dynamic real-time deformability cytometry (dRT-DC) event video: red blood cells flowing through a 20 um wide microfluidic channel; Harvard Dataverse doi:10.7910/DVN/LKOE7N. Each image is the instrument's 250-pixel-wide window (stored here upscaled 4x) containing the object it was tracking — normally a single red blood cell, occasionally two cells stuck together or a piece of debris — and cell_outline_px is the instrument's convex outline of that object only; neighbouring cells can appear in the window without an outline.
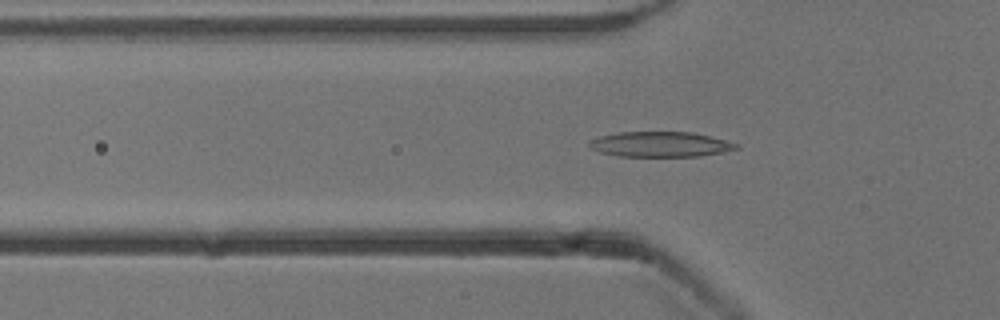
{"species": "common noctule bat (a hibernating species)", "species_latin": "Nyctalus noctula", "temperature_condition": "cold", "stored_images_in_passage": 44, "camera_frame_rate_fps": 3000, "um_per_image_px": 0.085, "animal": {"sex": "male", "body_mass_g": 13.3}, "frame": {"image": 1, "passage_image": 8, "time_ms": 2.333, "image_size_px": [1000, 320], "cell_outline_px": [[740, 148], [724, 152], [700, 156], [620, 156], [600, 152], [592, 148], [588, 144], [588, 140], [600, 136], [620, 132], [692, 132], [740, 144]], "centroid_in_image_um": [56.14, 12.26], "position_along_channel_um": 69.7, "area_um2": 21.5}}
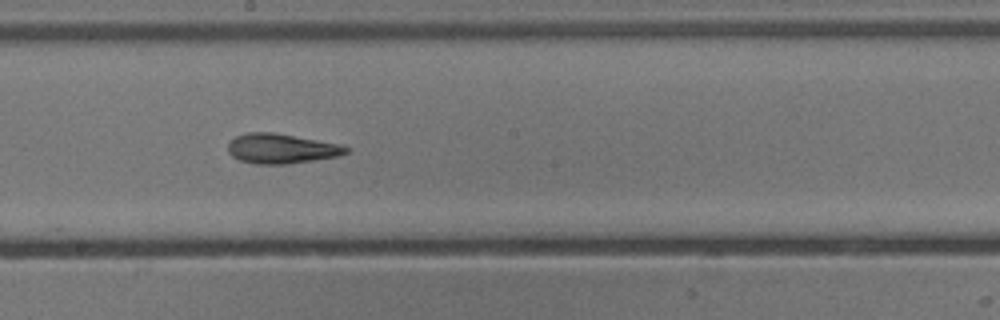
{"frame": {"image": 2, "passage_image": 20, "time_ms": 6.333, "image_size_px": [1000, 320], "cell_outline_px": [[348, 152], [340, 156], [288, 164], [256, 164], [240, 160], [232, 156], [228, 152], [228, 144], [236, 136], [248, 132], [272, 132], [340, 144], [348, 148]], "centroid_in_image_um": [23.91, 12.63], "position_along_channel_um": 224.3, "area_um2": 20.4}}
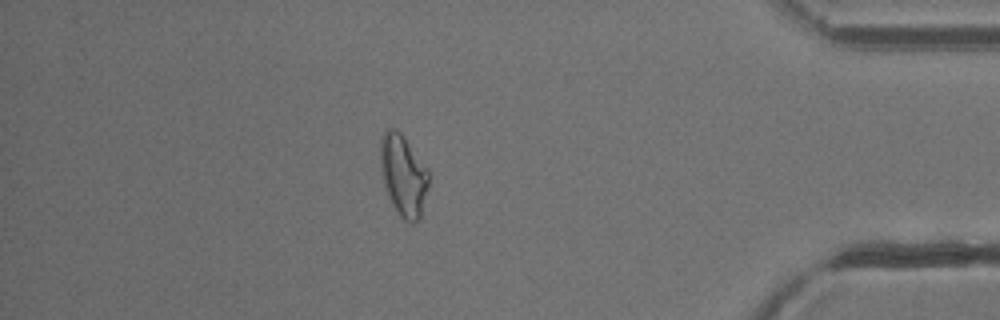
{"frame": {"image": 3, "passage_image": 37, "time_ms": 12.0, "image_size_px": [1000, 320], "cell_outline_px": [[428, 184], [420, 216], [416, 224], [412, 224], [404, 220], [396, 212], [388, 196], [384, 184], [380, 164], [380, 140], [384, 128], [396, 128], [400, 132], [428, 168]], "centroid_in_image_um": [34.26, 14.88], "position_along_channel_um": 400.9, "area_um2": 22.95}, "authors_computed_cell_mechanics": {"area_um2": 20.519, "velocity_mm_per_s": 3.8357, "shape_relaxation_time_tau1_ms": 4.4083, "shape_relaxation_time_tau2_ms": 2.9297, "deformation_change_tau1": 0.1521, "deformation_change_tau2": 0.1269}}